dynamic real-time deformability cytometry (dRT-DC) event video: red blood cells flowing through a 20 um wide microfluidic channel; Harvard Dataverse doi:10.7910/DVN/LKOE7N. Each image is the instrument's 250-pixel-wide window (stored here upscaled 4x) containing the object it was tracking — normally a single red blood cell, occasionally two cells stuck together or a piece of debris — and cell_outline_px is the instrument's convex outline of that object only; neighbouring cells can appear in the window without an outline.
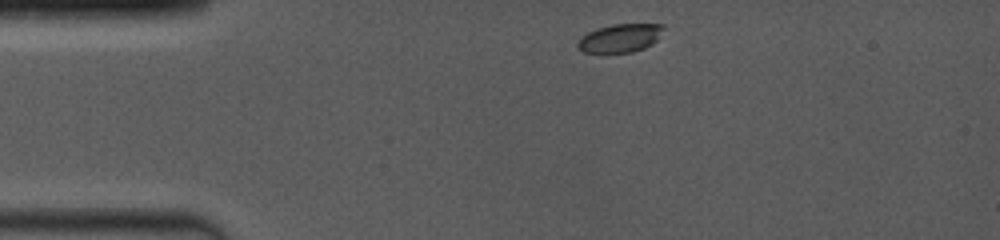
{"species": "common noctule bat (a hibernating species)", "species_latin": "Nyctalus noctula", "temperature_condition": "room temperature", "stored_images_in_passage": 41, "camera_frame_rate_fps": 4000, "um_per_image_px": 0.085, "animal": {"sex": "female", "body_mass_g": 19.0, "forearm_length_mm": 53.3}, "frame": {"image": 1, "passage_image": 1, "time_ms": 0.0, "image_size_px": [1000, 240], "cell_outline_px": [[664, 28], [656, 40], [652, 44], [644, 48], [632, 52], [584, 52], [576, 48], [576, 44], [580, 36], [596, 28], [612, 24], [664, 24]], "centroid_in_image_um": [52.66, 3.23], "position_along_channel_um": 32.3, "area_um2": 14.22}}
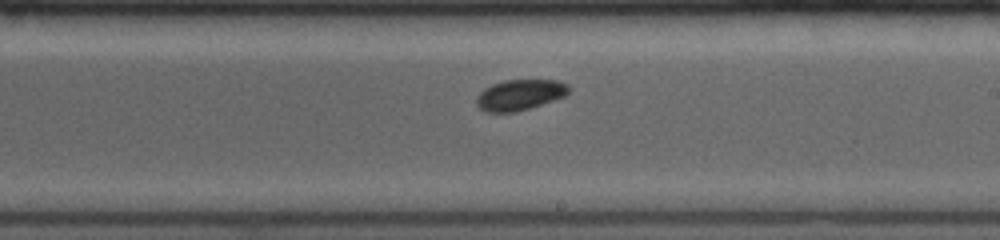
{"frame": {"image": 2, "passage_image": 24, "time_ms": 6.5, "image_size_px": [1000, 240], "cell_outline_px": [[568, 92], [564, 96], [516, 112], [484, 112], [476, 104], [476, 96], [484, 88], [492, 84], [504, 80], [560, 80], [568, 84]], "centroid_in_image_um": [44.14, 8.05], "position_along_channel_um": 244.9, "area_um2": 16.42}}
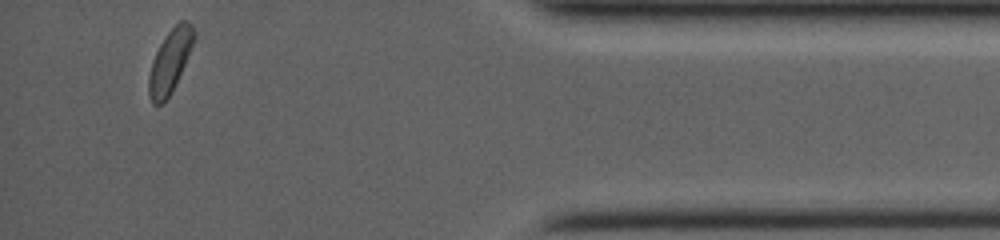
{"frame": {"image": 3, "passage_image": 41, "time_ms": 11.75, "image_size_px": [1000, 240], "cell_outline_px": [[196, 36], [176, 84], [172, 92], [160, 104], [152, 104], [148, 96], [148, 76], [152, 60], [160, 44], [168, 32], [180, 20], [188, 20], [192, 24], [196, 32]], "centroid_in_image_um": [14.45, 5.19], "position_along_channel_um": 420.8, "area_um2": 16.59}, "authors_computed_cell_mechanics": {"area_um2": 16.3574, "velocity_mm_per_s": 4.0152, "shape_relaxation_time_tau1_ms": null, "shape_relaxation_time_tau2_ms": 6.7449, "deformation_change_tau1": null, "deformation_change_tau2": 0.0754}}